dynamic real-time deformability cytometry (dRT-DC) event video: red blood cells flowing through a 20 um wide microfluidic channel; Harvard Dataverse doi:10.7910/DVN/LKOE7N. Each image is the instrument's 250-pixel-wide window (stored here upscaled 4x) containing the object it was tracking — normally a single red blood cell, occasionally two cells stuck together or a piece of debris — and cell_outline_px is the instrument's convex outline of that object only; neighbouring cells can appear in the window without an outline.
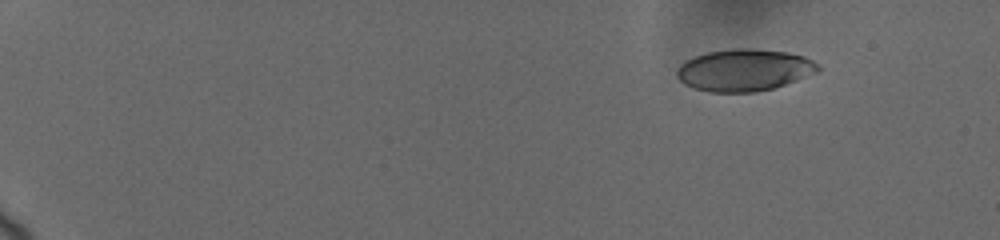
{"species": "human", "species_latin": "Homo sapiens", "temperature_condition": "cold", "stored_images_in_passage": 59, "camera_frame_rate_fps": 3000, "um_per_image_px": 0.085, "donor": {"sex": "female"}, "frame": {"image": 1, "passage_image": 1, "time_ms": 0.0, "image_size_px": [1000, 240], "cell_outline_px": [[820, 68], [816, 72], [796, 80], [772, 88], [752, 92], [708, 92], [692, 88], [684, 84], [676, 76], [676, 72], [680, 64], [696, 56], [708, 52], [736, 48], [748, 48], [784, 52], [804, 56], [820, 64]], "centroid_in_image_um": [63.23, 5.96], "position_along_channel_um": 21.8, "area_um2": 34.22}}
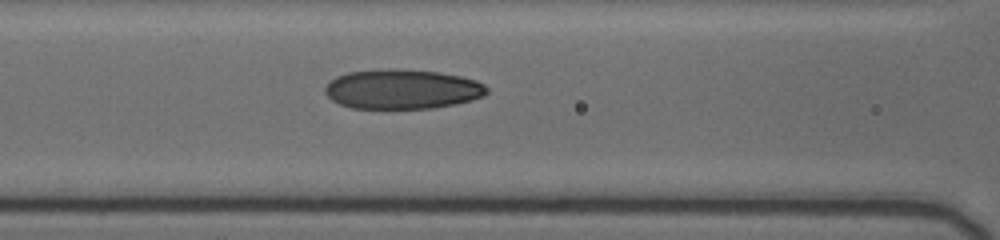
{"frame": {"image": 2, "passage_image": 34, "time_ms": 7.0, "image_size_px": [1000, 240], "cell_outline_px": [[488, 92], [484, 96], [472, 100], [456, 104], [432, 108], [352, 108], [340, 104], [332, 100], [324, 92], [324, 88], [336, 76], [348, 72], [388, 68], [396, 68], [440, 72], [460, 76], [476, 80], [484, 84], [488, 88]], "centroid_in_image_um": [34.21, 7.57], "position_along_channel_um": 132.4, "area_um2": 37.57}}
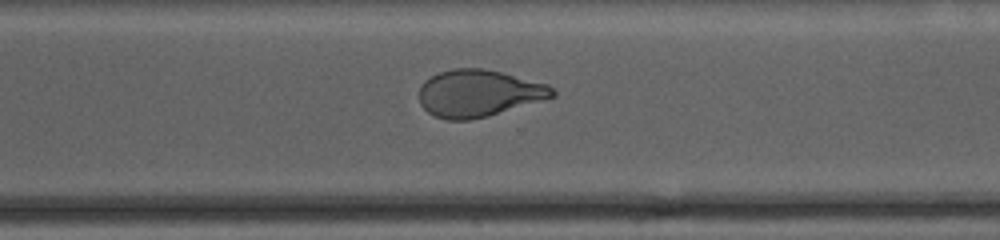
{"frame": {"image": 3, "passage_image": 59, "time_ms": 12.333, "image_size_px": [1000, 240], "cell_outline_px": [[556, 96], [488, 116], [468, 120], [448, 120], [436, 116], [428, 112], [420, 104], [420, 84], [424, 80], [440, 72], [452, 68], [484, 68], [548, 84], [556, 92]], "centroid_in_image_um": [40.67, 7.92], "position_along_channel_um": 329.9, "area_um2": 36.36}}